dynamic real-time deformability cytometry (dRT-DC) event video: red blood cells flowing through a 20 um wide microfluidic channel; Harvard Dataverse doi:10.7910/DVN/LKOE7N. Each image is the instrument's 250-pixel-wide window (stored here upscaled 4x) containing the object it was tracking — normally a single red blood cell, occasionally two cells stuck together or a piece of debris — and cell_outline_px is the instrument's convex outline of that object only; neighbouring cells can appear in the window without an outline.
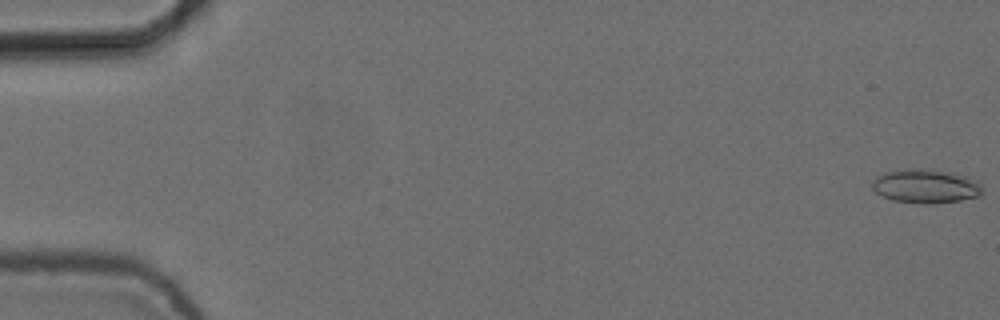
{"species": "common noctule bat (a hibernating species)", "species_latin": "Nyctalus noctula", "temperature_condition": "cold", "stored_images_in_passage": 5, "camera_frame_rate_fps": 3000, "um_per_image_px": 0.085, "animal": {"sex": "female", "body_mass_g": 24.6, "forearm_length_mm": 56.2}, "frame": {"image": 1, "passage_image": 1, "time_ms": 0.0, "image_size_px": [1000, 320], "cell_outline_px": [[984, 192], [980, 196], [960, 200], [928, 204], [924, 204], [892, 200], [880, 196], [872, 188], [872, 180], [884, 172], [904, 168], [920, 168], [948, 172], [964, 176], [980, 184]], "centroid_in_image_um": [78.63, 15.83], "position_along_channel_um": 6.4, "area_um2": 21.79}}